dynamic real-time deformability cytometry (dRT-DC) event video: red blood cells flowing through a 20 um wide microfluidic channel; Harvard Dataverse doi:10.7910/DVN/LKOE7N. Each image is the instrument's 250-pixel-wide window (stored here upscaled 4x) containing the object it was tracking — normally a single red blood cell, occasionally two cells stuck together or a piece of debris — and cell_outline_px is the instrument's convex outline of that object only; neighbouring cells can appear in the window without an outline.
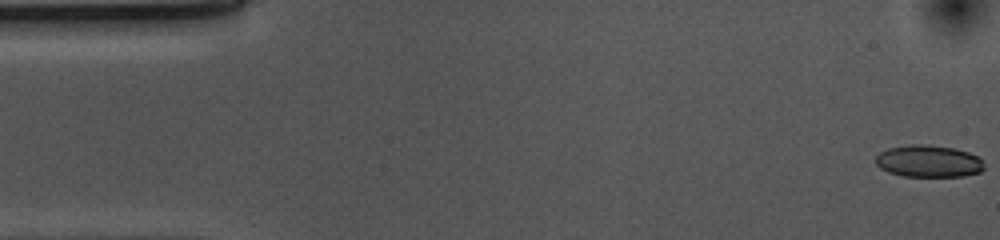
{"species": "common noctule bat (a hibernating species)", "species_latin": "Nyctalus noctula", "temperature_condition": "cold", "stored_images_in_passage": 3, "camera_frame_rate_fps": 3000, "um_per_image_px": 0.085, "animal": {"sex": "female", "body_mass_g": 10.0, "forearm_length_mm": 53.1}, "frame": {"image": 1, "passage_image": 1, "time_ms": 0.0, "image_size_px": [1000, 240], "cell_outline_px": [[984, 168], [980, 172], [964, 176], [904, 176], [888, 172], [880, 168], [876, 164], [876, 156], [880, 152], [888, 148], [912, 144], [924, 144], [952, 148], [968, 152], [984, 160]], "centroid_in_image_um": [78.93, 13.7], "position_along_channel_um": 6.1, "area_um2": 20.23}}